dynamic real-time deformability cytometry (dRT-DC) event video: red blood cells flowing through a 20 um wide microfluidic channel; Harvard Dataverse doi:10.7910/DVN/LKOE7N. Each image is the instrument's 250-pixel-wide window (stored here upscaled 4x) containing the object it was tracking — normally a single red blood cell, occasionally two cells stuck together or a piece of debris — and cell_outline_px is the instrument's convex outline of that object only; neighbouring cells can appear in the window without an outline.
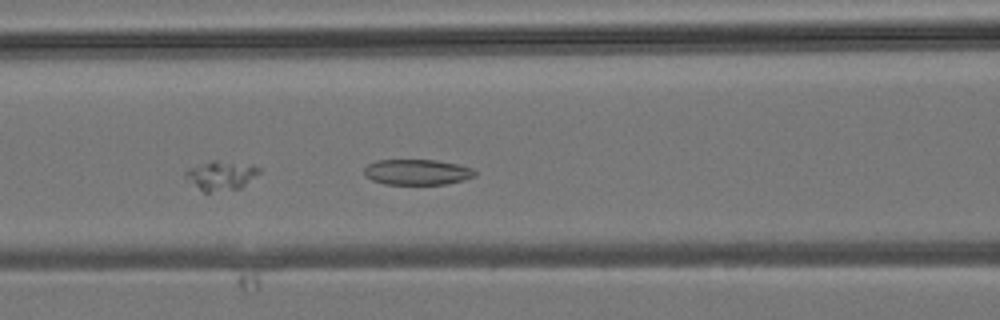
{"species": "common noctule bat (a hibernating species)", "species_latin": "Nyctalus noctula", "temperature_condition": "room temperature", "stored_images_in_passage": 39, "camera_frame_rate_fps": 3000, "um_per_image_px": 0.085, "animal": {"sex": "male", "body_mass_g": 19.2, "forearm_length_mm": 51.8}, "frame": {"image": 1, "passage_image": 15, "time_ms": 4.667, "image_size_px": [1000, 320], "cell_outline_px": [[476, 176], [464, 180], [444, 184], [384, 184], [372, 180], [364, 176], [364, 168], [368, 164], [376, 160], [436, 160], [456, 164], [472, 168], [476, 172]], "centroid_in_image_um": [35.44, 14.63], "position_along_channel_um": 131.2, "area_um2": 16.53}}
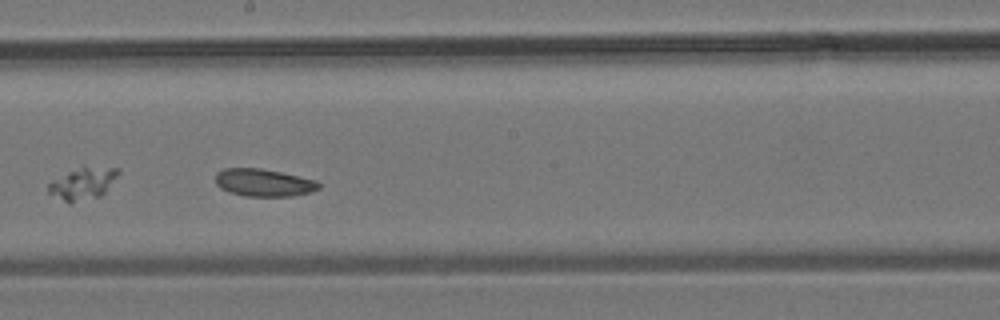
{"frame": {"image": 2, "passage_image": 21, "time_ms": 6.667, "image_size_px": [1000, 320], "cell_outline_px": [[320, 188], [312, 192], [292, 196], [244, 196], [228, 192], [220, 188], [216, 184], [216, 172], [224, 168], [260, 168], [280, 172], [316, 180], [320, 184]], "centroid_in_image_um": [22.4, 15.53], "position_along_channel_um": 225.8, "area_um2": 16.65}}
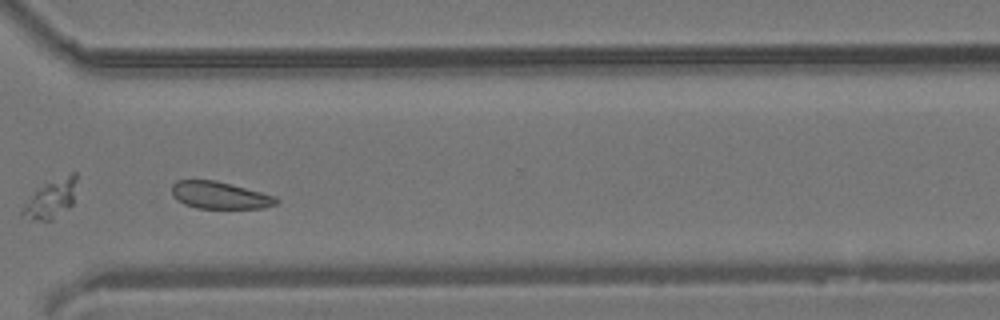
{"frame": {"image": 3, "passage_image": 29, "time_ms": 9.333, "image_size_px": [1000, 320], "cell_outline_px": [[280, 200], [276, 204], [264, 208], [196, 208], [184, 204], [176, 200], [172, 196], [172, 184], [176, 180], [216, 180], [232, 184], [276, 196]], "centroid_in_image_um": [18.67, 16.59], "position_along_channel_um": 351.9, "area_um2": 16.7}}